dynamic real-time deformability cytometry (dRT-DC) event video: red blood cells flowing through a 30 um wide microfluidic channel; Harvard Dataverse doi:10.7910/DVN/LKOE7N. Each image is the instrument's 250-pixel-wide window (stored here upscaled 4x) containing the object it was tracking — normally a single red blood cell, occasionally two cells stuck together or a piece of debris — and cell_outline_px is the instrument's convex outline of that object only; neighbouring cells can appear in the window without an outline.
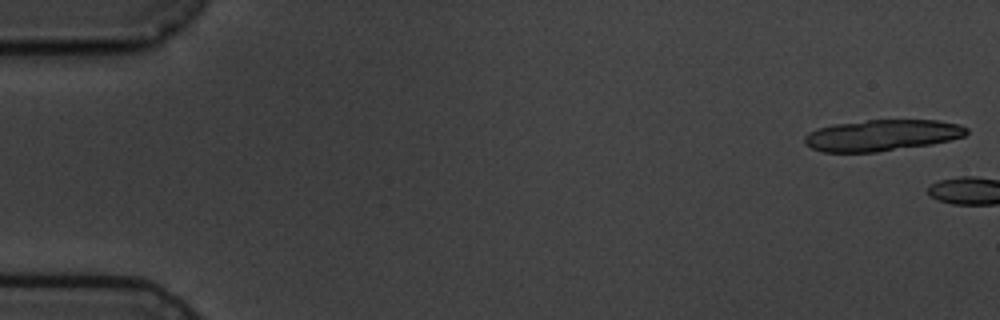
{"species": "common noctule bat (a hibernating species)", "species_latin": "Nyctalus noctula", "temperature_condition": "cold", "stored_images_in_passage": 2, "camera_frame_rate_fps": 3000, "um_per_image_px": 0.085, "animal": {"sex": "male", "body_mass_g": 19.5, "forearm_length_mm": 54.6}, "frame": {"image": 1, "passage_image": 1, "time_ms": 0.0, "image_size_px": [1000, 320], "cell_outline_px": [[968, 132], [964, 136], [932, 144], [876, 152], [820, 152], [804, 144], [804, 136], [808, 132], [816, 128], [832, 124], [868, 120], [936, 120], [960, 124], [968, 128]], "centroid_in_image_um": [74.92, 11.5], "position_along_channel_um": 10.1, "area_um2": 29.65}}